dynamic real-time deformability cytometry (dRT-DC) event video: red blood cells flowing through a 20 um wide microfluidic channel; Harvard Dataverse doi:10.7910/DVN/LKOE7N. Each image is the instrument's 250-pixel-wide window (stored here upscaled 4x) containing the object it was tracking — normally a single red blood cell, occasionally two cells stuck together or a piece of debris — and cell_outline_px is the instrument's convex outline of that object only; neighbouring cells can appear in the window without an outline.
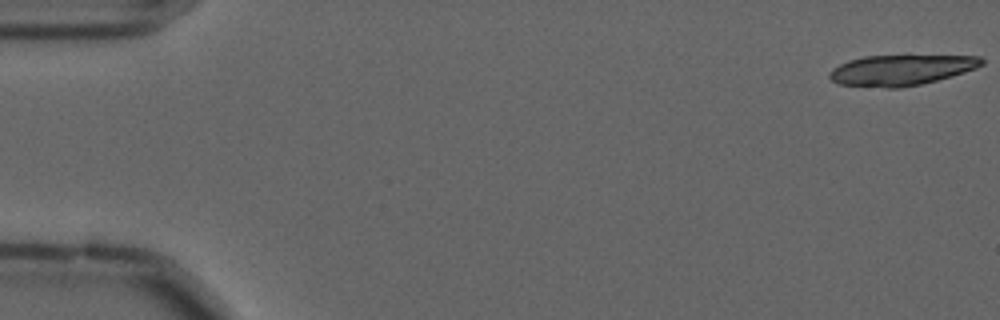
{"species": "common noctule bat (a hibernating species)", "species_latin": "Nyctalus noctula", "temperature_condition": "cold", "stored_images_in_passage": 7, "camera_frame_rate_fps": 3000, "um_per_image_px": 0.085, "animal": {"sex": "male", "forearm_length_mm": 52.5}, "frame": {"image": 1, "passage_image": 1, "time_ms": 0.0, "image_size_px": [1000, 320], "cell_outline_px": [[984, 64], [976, 68], [952, 76], [920, 84], [900, 88], [888, 88], [836, 84], [828, 76], [828, 72], [832, 68], [848, 60], [864, 56], [980, 56], [984, 60]], "centroid_in_image_um": [76.55, 5.96], "position_along_channel_um": 8.4, "area_um2": 27.05}}